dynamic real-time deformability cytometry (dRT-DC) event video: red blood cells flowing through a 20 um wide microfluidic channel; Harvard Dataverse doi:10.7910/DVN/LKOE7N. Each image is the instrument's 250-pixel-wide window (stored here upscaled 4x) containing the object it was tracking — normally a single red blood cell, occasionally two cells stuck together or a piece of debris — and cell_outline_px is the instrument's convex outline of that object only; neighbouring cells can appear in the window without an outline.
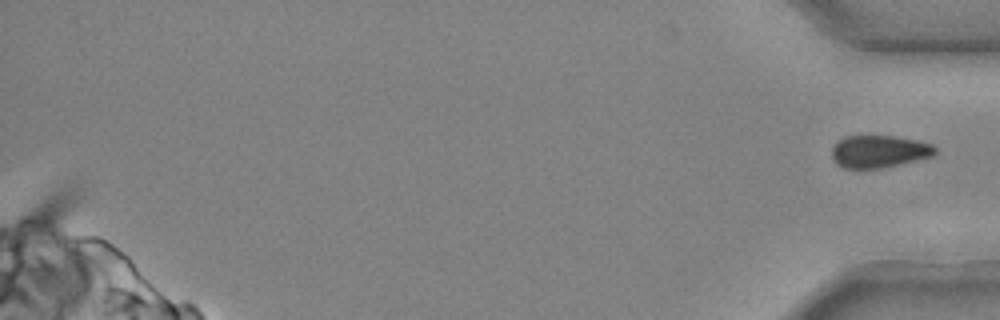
{"species": "common noctule bat (a hibernating species)", "species_latin": "Nyctalus noctula", "temperature_condition": "cold", "stored_images_in_passage": 31, "camera_frame_rate_fps": 3000, "um_per_image_px": 0.085, "animal": {"sex": "male", "body_mass_g": 20.4}, "frame": {"image": 1, "passage_image": 31, "time_ms": 10.0, "image_size_px": [1000, 320], "cell_outline_px": [[936, 152], [932, 156], [916, 160], [880, 168], [844, 168], [836, 164], [832, 156], [832, 148], [836, 140], [844, 136], [892, 136], [916, 140], [932, 144], [936, 148]], "centroid_in_image_um": [74.68, 12.86], "position_along_channel_um": 360.5, "area_um2": 19.42}}